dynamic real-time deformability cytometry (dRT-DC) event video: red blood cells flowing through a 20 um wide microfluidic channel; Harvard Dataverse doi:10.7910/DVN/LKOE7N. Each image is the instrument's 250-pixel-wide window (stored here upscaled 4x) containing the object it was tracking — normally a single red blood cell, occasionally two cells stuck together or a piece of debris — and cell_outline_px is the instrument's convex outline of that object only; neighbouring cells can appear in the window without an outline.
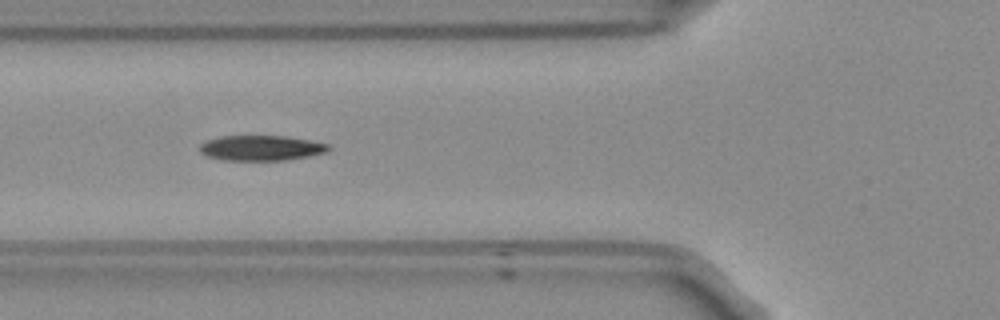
{"species": "Egyptian fruit bat (a non-hibernating species)", "species_latin": "Rousettus aegyptiacus", "temperature_condition": "room temperature", "stored_images_in_passage": 40, "camera_frame_rate_fps": 3000, "um_per_image_px": 0.085, "frame": {"image": 1, "passage_image": 7, "time_ms": 2.0, "image_size_px": [1000, 320], "cell_outline_px": [[328, 148], [324, 152], [308, 156], [284, 160], [224, 160], [208, 156], [200, 152], [200, 144], [208, 140], [220, 136], [284, 136], [308, 140], [328, 144]], "centroid_in_image_um": [22.14, 12.58], "position_along_channel_um": 103.7, "area_um2": 18.55}}
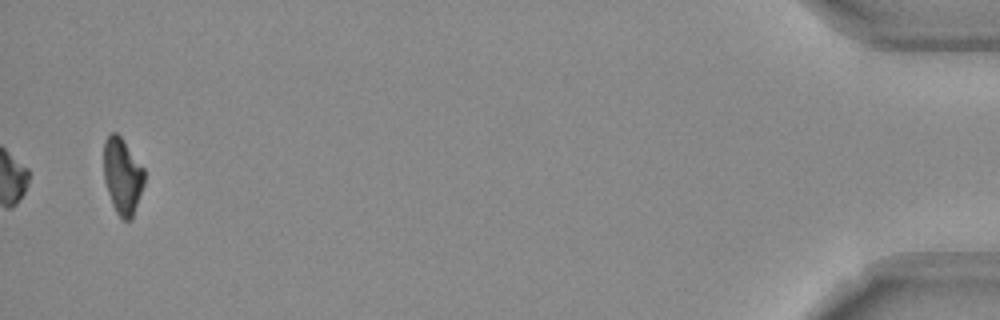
{"frame": {"image": 2, "passage_image": 40, "time_ms": 13.0, "image_size_px": [1000, 320], "cell_outline_px": [[144, 184], [132, 220], [124, 220], [116, 212], [112, 204], [104, 180], [104, 140], [112, 132], [116, 132], [120, 136], [144, 168]], "centroid_in_image_um": [10.41, 14.97], "position_along_channel_um": 424.8, "area_um2": 17.92}, "authors_computed_cell_mechanics": {"area_um2": 14.0454, "velocity_mm_per_s": 3.7516, "shape_relaxation_time_tau1_ms": 2.997, "shape_relaxation_time_tau2_ms": null, "deformation_change_tau1": 0.119, "deformation_change_tau2": null}}